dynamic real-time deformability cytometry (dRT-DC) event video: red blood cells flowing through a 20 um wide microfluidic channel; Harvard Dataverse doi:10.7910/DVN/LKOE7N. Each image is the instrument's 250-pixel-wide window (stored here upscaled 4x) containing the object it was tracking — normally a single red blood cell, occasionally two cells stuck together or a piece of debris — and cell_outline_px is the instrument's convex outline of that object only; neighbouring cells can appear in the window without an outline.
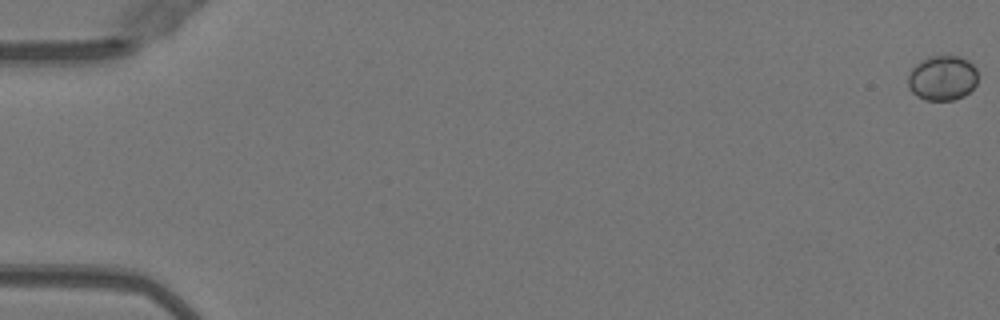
{"species": "Egyptian fruit bat (a non-hibernating species)", "species_latin": "Rousettus aegyptiacus", "temperature_condition": "warm", "stored_images_in_passage": 43, "camera_frame_rate_fps": 3000, "um_per_image_px": 0.085, "animal": {"sex": "female"}, "frame": {"image": 1, "passage_image": 1, "time_ms": 0.0, "image_size_px": [1000, 320], "cell_outline_px": [[976, 84], [964, 96], [956, 100], [924, 100], [916, 96], [908, 88], [908, 76], [912, 68], [920, 60], [928, 56], [960, 56], [968, 60], [976, 68]], "centroid_in_image_um": [80.08, 6.63], "position_along_channel_um": 4.9, "area_um2": 18.44}}
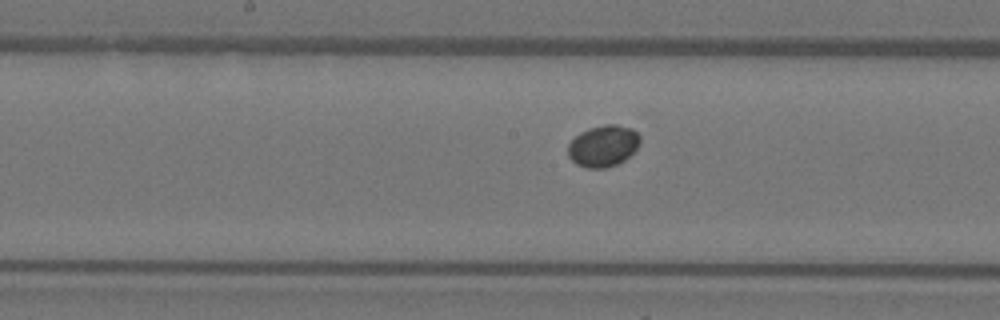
{"frame": {"image": 2, "passage_image": 28, "time_ms": 9.0, "image_size_px": [1000, 320], "cell_outline_px": [[640, 144], [624, 160], [616, 164], [604, 168], [588, 168], [576, 164], [568, 156], [568, 144], [580, 132], [588, 128], [604, 124], [616, 124], [632, 128], [640, 136]], "centroid_in_image_um": [51.26, 12.39], "position_along_channel_um": 196.9, "area_um2": 17.4}}
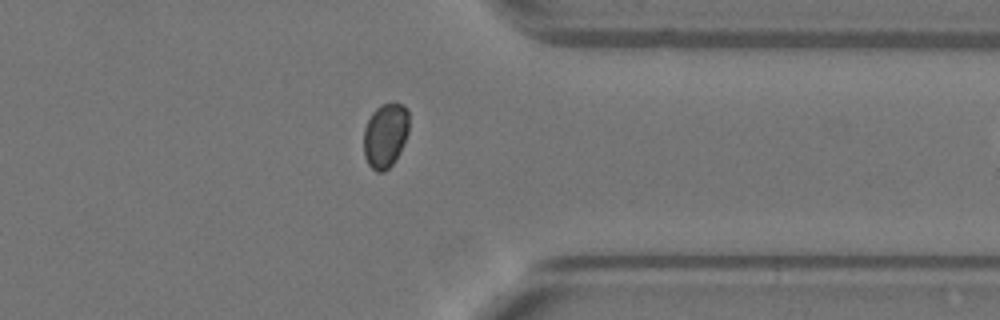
{"frame": {"image": 3, "passage_image": 42, "time_ms": 13.667, "image_size_px": [1000, 320], "cell_outline_px": [[408, 132], [400, 152], [396, 160], [384, 172], [376, 172], [368, 164], [364, 156], [364, 128], [372, 112], [380, 104], [404, 104], [408, 112]], "centroid_in_image_um": [32.75, 11.52], "position_along_channel_um": 378.7, "area_um2": 17.05}}